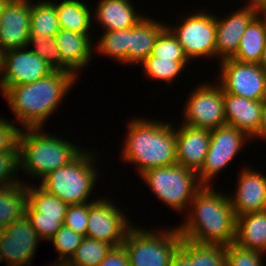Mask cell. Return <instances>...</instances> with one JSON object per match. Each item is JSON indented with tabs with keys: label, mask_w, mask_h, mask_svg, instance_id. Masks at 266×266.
<instances>
[{
	"label": "cell",
	"mask_w": 266,
	"mask_h": 266,
	"mask_svg": "<svg viewBox=\"0 0 266 266\" xmlns=\"http://www.w3.org/2000/svg\"><path fill=\"white\" fill-rule=\"evenodd\" d=\"M205 10L202 7L201 11L199 8L195 13L181 16L184 18H180L181 21L174 26L167 24L189 61L204 57L216 58V15Z\"/></svg>",
	"instance_id": "ba28073f"
},
{
	"label": "cell",
	"mask_w": 266,
	"mask_h": 266,
	"mask_svg": "<svg viewBox=\"0 0 266 266\" xmlns=\"http://www.w3.org/2000/svg\"><path fill=\"white\" fill-rule=\"evenodd\" d=\"M6 1L7 0H0V18H1L2 11H3V8H4Z\"/></svg>",
	"instance_id": "7dc6e473"
},
{
	"label": "cell",
	"mask_w": 266,
	"mask_h": 266,
	"mask_svg": "<svg viewBox=\"0 0 266 266\" xmlns=\"http://www.w3.org/2000/svg\"><path fill=\"white\" fill-rule=\"evenodd\" d=\"M87 150L83 149L69 163L49 173L38 184L68 205L95 201L91 194L100 175L99 167L95 166L98 153Z\"/></svg>",
	"instance_id": "5b68a950"
},
{
	"label": "cell",
	"mask_w": 266,
	"mask_h": 266,
	"mask_svg": "<svg viewBox=\"0 0 266 266\" xmlns=\"http://www.w3.org/2000/svg\"><path fill=\"white\" fill-rule=\"evenodd\" d=\"M224 109L226 125L236 127L250 139H255L259 135L262 101L224 93Z\"/></svg>",
	"instance_id": "d6986e66"
},
{
	"label": "cell",
	"mask_w": 266,
	"mask_h": 266,
	"mask_svg": "<svg viewBox=\"0 0 266 266\" xmlns=\"http://www.w3.org/2000/svg\"><path fill=\"white\" fill-rule=\"evenodd\" d=\"M41 241L50 240L63 226L65 219L39 218V213H26Z\"/></svg>",
	"instance_id": "f35d334b"
},
{
	"label": "cell",
	"mask_w": 266,
	"mask_h": 266,
	"mask_svg": "<svg viewBox=\"0 0 266 266\" xmlns=\"http://www.w3.org/2000/svg\"><path fill=\"white\" fill-rule=\"evenodd\" d=\"M112 248L113 246L106 242L84 237L66 264L68 266H99Z\"/></svg>",
	"instance_id": "1f68e13d"
},
{
	"label": "cell",
	"mask_w": 266,
	"mask_h": 266,
	"mask_svg": "<svg viewBox=\"0 0 266 266\" xmlns=\"http://www.w3.org/2000/svg\"><path fill=\"white\" fill-rule=\"evenodd\" d=\"M217 82L223 93H231L250 100L266 98L265 70L256 63H243L232 58L218 62Z\"/></svg>",
	"instance_id": "8fae6325"
},
{
	"label": "cell",
	"mask_w": 266,
	"mask_h": 266,
	"mask_svg": "<svg viewBox=\"0 0 266 266\" xmlns=\"http://www.w3.org/2000/svg\"><path fill=\"white\" fill-rule=\"evenodd\" d=\"M68 204L48 193L40 185L28 183V206L26 213H39V218L65 219Z\"/></svg>",
	"instance_id": "4316f807"
},
{
	"label": "cell",
	"mask_w": 266,
	"mask_h": 266,
	"mask_svg": "<svg viewBox=\"0 0 266 266\" xmlns=\"http://www.w3.org/2000/svg\"><path fill=\"white\" fill-rule=\"evenodd\" d=\"M28 183L25 181L0 187V231L26 215Z\"/></svg>",
	"instance_id": "cb8c5ba5"
},
{
	"label": "cell",
	"mask_w": 266,
	"mask_h": 266,
	"mask_svg": "<svg viewBox=\"0 0 266 266\" xmlns=\"http://www.w3.org/2000/svg\"><path fill=\"white\" fill-rule=\"evenodd\" d=\"M77 78L75 73L52 71L29 84L0 87V93L22 129L42 128L56 112L64 96L76 85Z\"/></svg>",
	"instance_id": "6da1fadb"
},
{
	"label": "cell",
	"mask_w": 266,
	"mask_h": 266,
	"mask_svg": "<svg viewBox=\"0 0 266 266\" xmlns=\"http://www.w3.org/2000/svg\"><path fill=\"white\" fill-rule=\"evenodd\" d=\"M85 236L74 232L67 226L63 225L56 234L49 240L53 243L56 251L59 254L58 260H53V263H67L74 255L77 247L81 244Z\"/></svg>",
	"instance_id": "836d02e7"
},
{
	"label": "cell",
	"mask_w": 266,
	"mask_h": 266,
	"mask_svg": "<svg viewBox=\"0 0 266 266\" xmlns=\"http://www.w3.org/2000/svg\"><path fill=\"white\" fill-rule=\"evenodd\" d=\"M266 140V98L262 100V113H261V122H260V132L259 135L255 138Z\"/></svg>",
	"instance_id": "7bdbcfd3"
},
{
	"label": "cell",
	"mask_w": 266,
	"mask_h": 266,
	"mask_svg": "<svg viewBox=\"0 0 266 266\" xmlns=\"http://www.w3.org/2000/svg\"><path fill=\"white\" fill-rule=\"evenodd\" d=\"M94 45L96 54L106 55L115 61L128 64L129 29L103 31Z\"/></svg>",
	"instance_id": "4dcf8cb0"
},
{
	"label": "cell",
	"mask_w": 266,
	"mask_h": 266,
	"mask_svg": "<svg viewBox=\"0 0 266 266\" xmlns=\"http://www.w3.org/2000/svg\"><path fill=\"white\" fill-rule=\"evenodd\" d=\"M236 217L235 243L266 254V210Z\"/></svg>",
	"instance_id": "603a6c76"
},
{
	"label": "cell",
	"mask_w": 266,
	"mask_h": 266,
	"mask_svg": "<svg viewBox=\"0 0 266 266\" xmlns=\"http://www.w3.org/2000/svg\"><path fill=\"white\" fill-rule=\"evenodd\" d=\"M168 228L157 232L133 225L122 244L128 253L130 266H169L182 237L178 226Z\"/></svg>",
	"instance_id": "8992f818"
},
{
	"label": "cell",
	"mask_w": 266,
	"mask_h": 266,
	"mask_svg": "<svg viewBox=\"0 0 266 266\" xmlns=\"http://www.w3.org/2000/svg\"><path fill=\"white\" fill-rule=\"evenodd\" d=\"M254 169L245 166L238 173L235 193L229 195L236 216L266 210V175Z\"/></svg>",
	"instance_id": "e0dca14e"
},
{
	"label": "cell",
	"mask_w": 266,
	"mask_h": 266,
	"mask_svg": "<svg viewBox=\"0 0 266 266\" xmlns=\"http://www.w3.org/2000/svg\"><path fill=\"white\" fill-rule=\"evenodd\" d=\"M40 240L27 215L18 218L1 231L0 263L31 266Z\"/></svg>",
	"instance_id": "4fadbf2b"
},
{
	"label": "cell",
	"mask_w": 266,
	"mask_h": 266,
	"mask_svg": "<svg viewBox=\"0 0 266 266\" xmlns=\"http://www.w3.org/2000/svg\"><path fill=\"white\" fill-rule=\"evenodd\" d=\"M121 208L107 197L104 199L96 197L89 207L85 237L106 242L113 247L122 245L134 223L129 221V216L126 217Z\"/></svg>",
	"instance_id": "7c38bea8"
},
{
	"label": "cell",
	"mask_w": 266,
	"mask_h": 266,
	"mask_svg": "<svg viewBox=\"0 0 266 266\" xmlns=\"http://www.w3.org/2000/svg\"><path fill=\"white\" fill-rule=\"evenodd\" d=\"M252 140L234 126L223 125L211 130L210 146L201 169L197 172L203 186H213L212 179L238 156L244 143Z\"/></svg>",
	"instance_id": "30bf717a"
},
{
	"label": "cell",
	"mask_w": 266,
	"mask_h": 266,
	"mask_svg": "<svg viewBox=\"0 0 266 266\" xmlns=\"http://www.w3.org/2000/svg\"><path fill=\"white\" fill-rule=\"evenodd\" d=\"M227 266H264L263 253L245 249L235 242L225 246Z\"/></svg>",
	"instance_id": "d590c367"
},
{
	"label": "cell",
	"mask_w": 266,
	"mask_h": 266,
	"mask_svg": "<svg viewBox=\"0 0 266 266\" xmlns=\"http://www.w3.org/2000/svg\"><path fill=\"white\" fill-rule=\"evenodd\" d=\"M99 266H130L128 253L124 246L113 247Z\"/></svg>",
	"instance_id": "60d3db41"
},
{
	"label": "cell",
	"mask_w": 266,
	"mask_h": 266,
	"mask_svg": "<svg viewBox=\"0 0 266 266\" xmlns=\"http://www.w3.org/2000/svg\"><path fill=\"white\" fill-rule=\"evenodd\" d=\"M211 131L181 124L176 127V161L184 168L201 169L210 146Z\"/></svg>",
	"instance_id": "ac0fdd59"
},
{
	"label": "cell",
	"mask_w": 266,
	"mask_h": 266,
	"mask_svg": "<svg viewBox=\"0 0 266 266\" xmlns=\"http://www.w3.org/2000/svg\"><path fill=\"white\" fill-rule=\"evenodd\" d=\"M92 34H81L70 30L60 29L55 36L56 44L62 61L79 76L82 69L92 62L95 53ZM94 42V43H93ZM81 70V71H80Z\"/></svg>",
	"instance_id": "ffe728a7"
},
{
	"label": "cell",
	"mask_w": 266,
	"mask_h": 266,
	"mask_svg": "<svg viewBox=\"0 0 266 266\" xmlns=\"http://www.w3.org/2000/svg\"><path fill=\"white\" fill-rule=\"evenodd\" d=\"M188 95L182 124L210 131L226 125L224 93L217 81L197 84Z\"/></svg>",
	"instance_id": "9c48e42d"
},
{
	"label": "cell",
	"mask_w": 266,
	"mask_h": 266,
	"mask_svg": "<svg viewBox=\"0 0 266 266\" xmlns=\"http://www.w3.org/2000/svg\"><path fill=\"white\" fill-rule=\"evenodd\" d=\"M53 70L28 48L3 52L0 87H13L35 82Z\"/></svg>",
	"instance_id": "5bb4252c"
},
{
	"label": "cell",
	"mask_w": 266,
	"mask_h": 266,
	"mask_svg": "<svg viewBox=\"0 0 266 266\" xmlns=\"http://www.w3.org/2000/svg\"><path fill=\"white\" fill-rule=\"evenodd\" d=\"M50 1L57 10L60 29L81 34L93 33L90 32L92 29L93 13H91L92 11L86 2L81 0H61L60 3H55V0Z\"/></svg>",
	"instance_id": "d4e9b609"
},
{
	"label": "cell",
	"mask_w": 266,
	"mask_h": 266,
	"mask_svg": "<svg viewBox=\"0 0 266 266\" xmlns=\"http://www.w3.org/2000/svg\"><path fill=\"white\" fill-rule=\"evenodd\" d=\"M151 55L159 58L173 59L174 61H189L184 54L182 45L168 27L160 33Z\"/></svg>",
	"instance_id": "e575fe53"
},
{
	"label": "cell",
	"mask_w": 266,
	"mask_h": 266,
	"mask_svg": "<svg viewBox=\"0 0 266 266\" xmlns=\"http://www.w3.org/2000/svg\"><path fill=\"white\" fill-rule=\"evenodd\" d=\"M140 176L164 206L179 213L188 212L195 194L203 187L195 171L179 164L151 168Z\"/></svg>",
	"instance_id": "52a82bcc"
},
{
	"label": "cell",
	"mask_w": 266,
	"mask_h": 266,
	"mask_svg": "<svg viewBox=\"0 0 266 266\" xmlns=\"http://www.w3.org/2000/svg\"><path fill=\"white\" fill-rule=\"evenodd\" d=\"M179 249L193 266H227L224 245L200 244L182 238Z\"/></svg>",
	"instance_id": "f1b7e54d"
},
{
	"label": "cell",
	"mask_w": 266,
	"mask_h": 266,
	"mask_svg": "<svg viewBox=\"0 0 266 266\" xmlns=\"http://www.w3.org/2000/svg\"><path fill=\"white\" fill-rule=\"evenodd\" d=\"M266 46V27L257 15L247 26L240 45L232 59L243 63L260 64Z\"/></svg>",
	"instance_id": "484cf974"
},
{
	"label": "cell",
	"mask_w": 266,
	"mask_h": 266,
	"mask_svg": "<svg viewBox=\"0 0 266 266\" xmlns=\"http://www.w3.org/2000/svg\"><path fill=\"white\" fill-rule=\"evenodd\" d=\"M0 117V152L9 151L18 144L21 128L14 122Z\"/></svg>",
	"instance_id": "ab89813d"
},
{
	"label": "cell",
	"mask_w": 266,
	"mask_h": 266,
	"mask_svg": "<svg viewBox=\"0 0 266 266\" xmlns=\"http://www.w3.org/2000/svg\"><path fill=\"white\" fill-rule=\"evenodd\" d=\"M243 6L225 17L216 16L217 62L236 54L247 26L258 15V6L249 3Z\"/></svg>",
	"instance_id": "2e32d148"
},
{
	"label": "cell",
	"mask_w": 266,
	"mask_h": 266,
	"mask_svg": "<svg viewBox=\"0 0 266 266\" xmlns=\"http://www.w3.org/2000/svg\"><path fill=\"white\" fill-rule=\"evenodd\" d=\"M56 136L45 133L44 128L21 129L18 137L19 171L40 181L84 149Z\"/></svg>",
	"instance_id": "277c9868"
},
{
	"label": "cell",
	"mask_w": 266,
	"mask_h": 266,
	"mask_svg": "<svg viewBox=\"0 0 266 266\" xmlns=\"http://www.w3.org/2000/svg\"><path fill=\"white\" fill-rule=\"evenodd\" d=\"M260 66L266 71V46L263 52L262 59L260 61Z\"/></svg>",
	"instance_id": "bcb514c9"
},
{
	"label": "cell",
	"mask_w": 266,
	"mask_h": 266,
	"mask_svg": "<svg viewBox=\"0 0 266 266\" xmlns=\"http://www.w3.org/2000/svg\"><path fill=\"white\" fill-rule=\"evenodd\" d=\"M18 171L19 159L17 144L9 151L0 152V187L21 182L22 180L18 178Z\"/></svg>",
	"instance_id": "8d00e7d4"
},
{
	"label": "cell",
	"mask_w": 266,
	"mask_h": 266,
	"mask_svg": "<svg viewBox=\"0 0 266 266\" xmlns=\"http://www.w3.org/2000/svg\"><path fill=\"white\" fill-rule=\"evenodd\" d=\"M258 15L262 18L266 27V6H261L258 8Z\"/></svg>",
	"instance_id": "ee69618b"
},
{
	"label": "cell",
	"mask_w": 266,
	"mask_h": 266,
	"mask_svg": "<svg viewBox=\"0 0 266 266\" xmlns=\"http://www.w3.org/2000/svg\"><path fill=\"white\" fill-rule=\"evenodd\" d=\"M189 61H174L173 59H165L152 56L151 54L140 64L143 72L149 80L163 81L173 84L176 78L181 76Z\"/></svg>",
	"instance_id": "f546056e"
},
{
	"label": "cell",
	"mask_w": 266,
	"mask_h": 266,
	"mask_svg": "<svg viewBox=\"0 0 266 266\" xmlns=\"http://www.w3.org/2000/svg\"><path fill=\"white\" fill-rule=\"evenodd\" d=\"M49 266H68V265L65 263H52L51 262V264H49Z\"/></svg>",
	"instance_id": "681fc988"
},
{
	"label": "cell",
	"mask_w": 266,
	"mask_h": 266,
	"mask_svg": "<svg viewBox=\"0 0 266 266\" xmlns=\"http://www.w3.org/2000/svg\"><path fill=\"white\" fill-rule=\"evenodd\" d=\"M31 0H7L0 18L3 52L27 48L30 37Z\"/></svg>",
	"instance_id": "9a60e30c"
},
{
	"label": "cell",
	"mask_w": 266,
	"mask_h": 266,
	"mask_svg": "<svg viewBox=\"0 0 266 266\" xmlns=\"http://www.w3.org/2000/svg\"><path fill=\"white\" fill-rule=\"evenodd\" d=\"M169 266H193V263L180 249H178L173 255Z\"/></svg>",
	"instance_id": "b9f144b4"
},
{
	"label": "cell",
	"mask_w": 266,
	"mask_h": 266,
	"mask_svg": "<svg viewBox=\"0 0 266 266\" xmlns=\"http://www.w3.org/2000/svg\"><path fill=\"white\" fill-rule=\"evenodd\" d=\"M31 46H34L35 48ZM27 48L42 58L53 71L74 73L63 61L55 36L29 37Z\"/></svg>",
	"instance_id": "d6a6232c"
},
{
	"label": "cell",
	"mask_w": 266,
	"mask_h": 266,
	"mask_svg": "<svg viewBox=\"0 0 266 266\" xmlns=\"http://www.w3.org/2000/svg\"><path fill=\"white\" fill-rule=\"evenodd\" d=\"M126 132L121 157L135 165L139 175L151 168L177 164L175 125L138 117L129 120Z\"/></svg>",
	"instance_id": "3957f363"
},
{
	"label": "cell",
	"mask_w": 266,
	"mask_h": 266,
	"mask_svg": "<svg viewBox=\"0 0 266 266\" xmlns=\"http://www.w3.org/2000/svg\"><path fill=\"white\" fill-rule=\"evenodd\" d=\"M2 61H3V50L0 47V71H1V68H2Z\"/></svg>",
	"instance_id": "c3c4849f"
},
{
	"label": "cell",
	"mask_w": 266,
	"mask_h": 266,
	"mask_svg": "<svg viewBox=\"0 0 266 266\" xmlns=\"http://www.w3.org/2000/svg\"><path fill=\"white\" fill-rule=\"evenodd\" d=\"M212 187L203 186L195 194L185 222L178 229L183 239L226 246L235 242L237 217L229 194Z\"/></svg>",
	"instance_id": "7a4b0ae2"
},
{
	"label": "cell",
	"mask_w": 266,
	"mask_h": 266,
	"mask_svg": "<svg viewBox=\"0 0 266 266\" xmlns=\"http://www.w3.org/2000/svg\"><path fill=\"white\" fill-rule=\"evenodd\" d=\"M93 13L94 22L99 23L104 31L132 28L145 17L135 10L131 0H99Z\"/></svg>",
	"instance_id": "44dd1931"
},
{
	"label": "cell",
	"mask_w": 266,
	"mask_h": 266,
	"mask_svg": "<svg viewBox=\"0 0 266 266\" xmlns=\"http://www.w3.org/2000/svg\"><path fill=\"white\" fill-rule=\"evenodd\" d=\"M145 16L129 28L128 65H140L152 52L160 33L167 23Z\"/></svg>",
	"instance_id": "7402d4cb"
},
{
	"label": "cell",
	"mask_w": 266,
	"mask_h": 266,
	"mask_svg": "<svg viewBox=\"0 0 266 266\" xmlns=\"http://www.w3.org/2000/svg\"><path fill=\"white\" fill-rule=\"evenodd\" d=\"M60 31L58 14L50 0L31 2L30 37L56 36Z\"/></svg>",
	"instance_id": "83f0119b"
},
{
	"label": "cell",
	"mask_w": 266,
	"mask_h": 266,
	"mask_svg": "<svg viewBox=\"0 0 266 266\" xmlns=\"http://www.w3.org/2000/svg\"><path fill=\"white\" fill-rule=\"evenodd\" d=\"M90 206L91 202L69 205L63 225L67 226L69 229H72L74 232L86 236Z\"/></svg>",
	"instance_id": "74e56055"
},
{
	"label": "cell",
	"mask_w": 266,
	"mask_h": 266,
	"mask_svg": "<svg viewBox=\"0 0 266 266\" xmlns=\"http://www.w3.org/2000/svg\"><path fill=\"white\" fill-rule=\"evenodd\" d=\"M249 4L261 7L266 6V0H248Z\"/></svg>",
	"instance_id": "f6af8a7d"
}]
</instances>
